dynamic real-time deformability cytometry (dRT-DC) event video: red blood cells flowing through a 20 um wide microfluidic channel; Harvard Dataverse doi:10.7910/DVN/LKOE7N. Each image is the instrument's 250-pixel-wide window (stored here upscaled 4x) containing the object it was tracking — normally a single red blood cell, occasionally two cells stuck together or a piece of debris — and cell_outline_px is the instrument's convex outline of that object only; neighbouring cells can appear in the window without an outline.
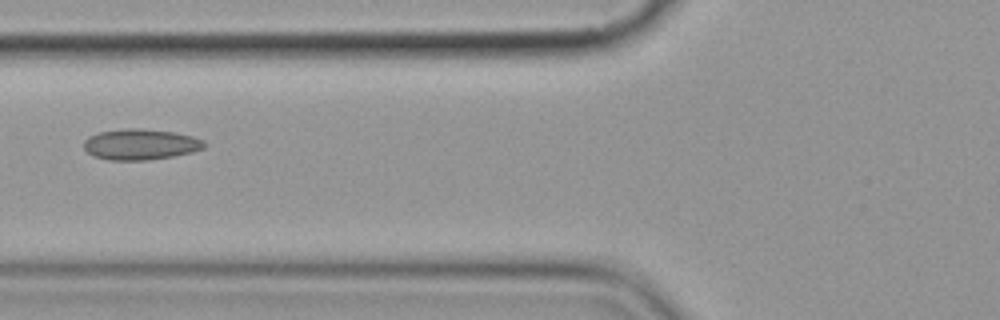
{"species": "common noctule bat (a hibernating species)", "species_latin": "Nyctalus noctula", "temperature_condition": "cold", "stored_images_in_passage": 2, "camera_frame_rate_fps": 3000, "um_per_image_px": 0.085, "animal": {"sex": "female", "body_mass_g": 19.9}, "frame": {"image": 1, "passage_image": 2, "time_ms": 1.0, "image_size_px": [1000, 320], "cell_outline_px": [[208, 144], [204, 148], [192, 152], [172, 156], [148, 160], [108, 160], [92, 156], [84, 148], [84, 140], [88, 136], [100, 132], [128, 128], [140, 128], [172, 132], [192, 136], [204, 140]], "centroid_in_image_um": [11.94, 12.27], "position_along_channel_um": 113.9, "area_um2": 21.68}}